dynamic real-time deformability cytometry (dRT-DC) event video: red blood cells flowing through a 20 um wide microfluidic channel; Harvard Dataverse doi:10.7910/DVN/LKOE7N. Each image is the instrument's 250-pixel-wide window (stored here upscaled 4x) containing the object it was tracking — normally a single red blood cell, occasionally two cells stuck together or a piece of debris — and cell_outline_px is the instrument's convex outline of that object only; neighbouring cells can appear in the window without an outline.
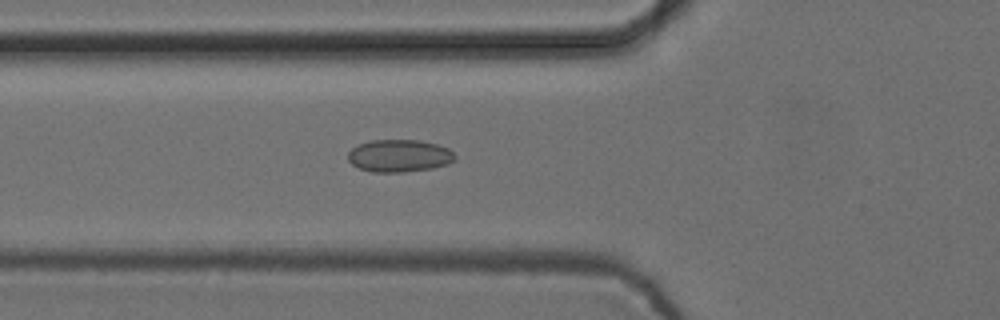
{"species": "common noctule bat (a hibernating species)", "species_latin": "Nyctalus noctula", "temperature_condition": "cold", "stored_images_in_passage": 56, "camera_frame_rate_fps": 3000, "um_per_image_px": 0.085, "animal": {"sex": "female", "body_mass_g": 24.6, "forearm_length_mm": 56.2}, "frame": {"image": 1, "passage_image": 20, "time_ms": 6.333, "image_size_px": [1000, 320], "cell_outline_px": [[456, 160], [448, 164], [432, 168], [404, 172], [372, 172], [360, 168], [352, 164], [348, 160], [348, 152], [356, 144], [372, 140], [420, 140], [436, 144], [448, 148], [456, 156]], "centroid_in_image_um": [33.93, 13.24], "position_along_channel_um": 91.9, "area_um2": 20.35}}
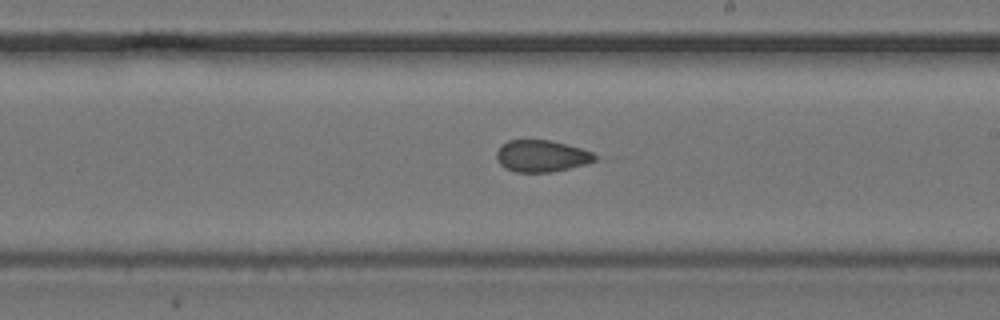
{"frame": {"image": 2, "passage_image": 32, "time_ms": 10.333, "image_size_px": [1000, 320], "cell_outline_px": [[600, 156], [596, 160], [588, 164], [552, 172], [516, 172], [504, 168], [500, 164], [496, 156], [496, 152], [500, 144], [508, 140], [548, 140], [580, 148], [592, 152]], "centroid_in_image_um": [46.04, 13.27], "position_along_channel_um": 243.0, "area_um2": 18.38}}
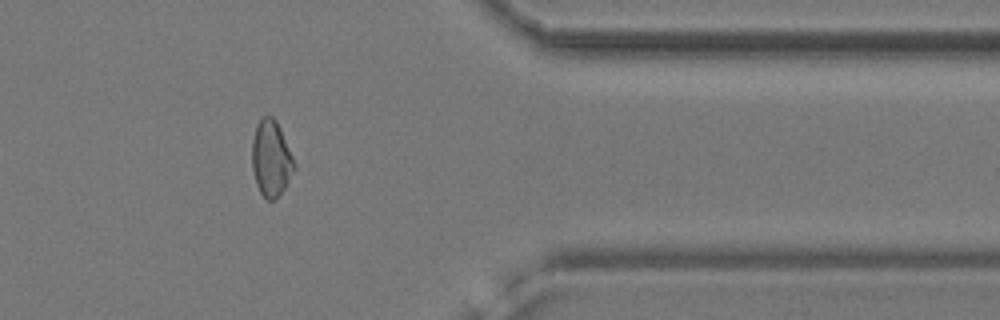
{"frame": {"image": 3, "passage_image": 45, "time_ms": 14.667, "image_size_px": [1000, 320], "cell_outline_px": [[296, 168], [284, 188], [272, 200], [268, 200], [260, 192], [256, 184], [252, 168], [252, 140], [256, 124], [264, 116], [272, 116], [276, 120], [280, 128], [296, 164]], "centroid_in_image_um": [23.04, 13.45], "position_along_channel_um": 388.4, "area_um2": 18.55}}